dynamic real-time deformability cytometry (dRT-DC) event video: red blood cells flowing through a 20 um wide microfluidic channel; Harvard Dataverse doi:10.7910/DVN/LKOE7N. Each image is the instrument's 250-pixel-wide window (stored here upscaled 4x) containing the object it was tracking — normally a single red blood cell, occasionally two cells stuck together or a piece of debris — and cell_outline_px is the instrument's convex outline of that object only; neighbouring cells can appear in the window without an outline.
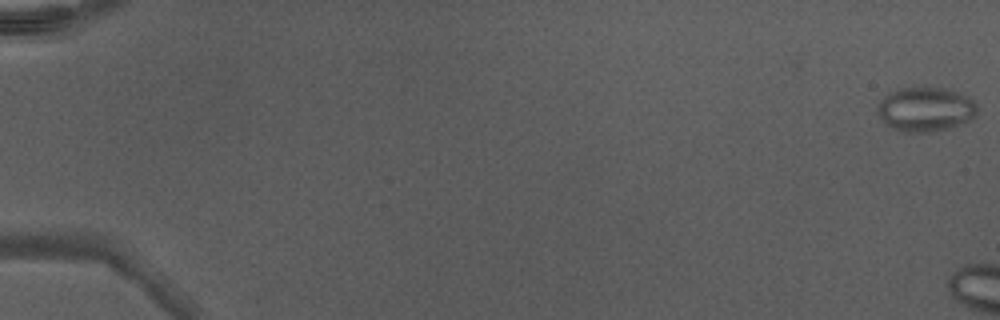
{"species": "Egyptian fruit bat (a non-hibernating species)", "species_latin": "Rousettus aegyptiacus", "temperature_condition": "warm", "stored_images_in_passage": 6, "camera_frame_rate_fps": 3000, "um_per_image_px": 0.085, "animal": {"sex": "male"}, "frame": {"image": 1, "passage_image": 1, "time_ms": 0.0, "image_size_px": [1000, 320], "cell_outline_px": [[976, 112], [968, 120], [960, 124], [928, 132], [900, 132], [888, 128], [884, 124], [876, 112], [876, 108], [880, 100], [888, 92], [900, 88], [924, 84], [956, 92], [972, 100], [976, 104]], "centroid_in_image_um": [78.54, 9.26], "position_along_channel_um": 6.5, "area_um2": 26.13}}